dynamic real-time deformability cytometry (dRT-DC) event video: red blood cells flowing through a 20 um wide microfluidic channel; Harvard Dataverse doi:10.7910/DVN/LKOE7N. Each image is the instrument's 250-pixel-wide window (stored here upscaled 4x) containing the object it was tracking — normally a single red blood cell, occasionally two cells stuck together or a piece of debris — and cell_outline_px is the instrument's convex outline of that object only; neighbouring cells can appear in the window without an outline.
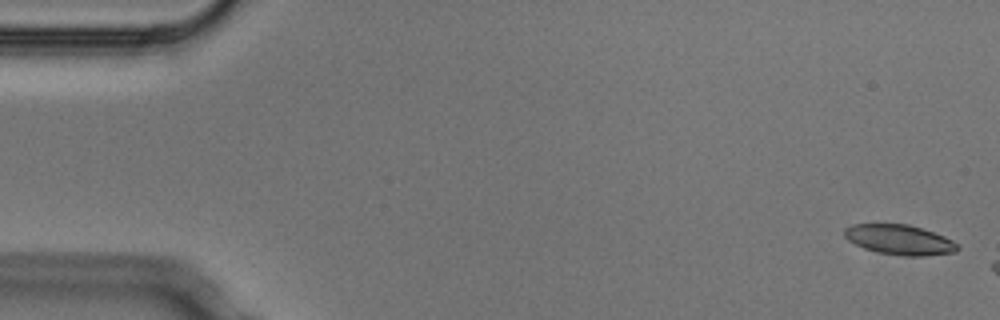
{"species": "Egyptian fruit bat (a non-hibernating species)", "species_latin": "Rousettus aegyptiacus", "temperature_condition": "cold", "stored_images_in_passage": 3, "camera_frame_rate_fps": 3000, "um_per_image_px": 0.085, "animal": {"sex": "male"}, "frame": {"image": 1, "passage_image": 1, "time_ms": 0.0, "image_size_px": [1000, 320], "cell_outline_px": [[960, 248], [956, 252], [924, 256], [904, 256], [876, 252], [864, 248], [848, 240], [844, 236], [844, 228], [852, 224], [908, 224], [944, 236], [960, 244]], "centroid_in_image_um": [76.47, 20.38], "position_along_channel_um": 8.5, "area_um2": 19.83}}